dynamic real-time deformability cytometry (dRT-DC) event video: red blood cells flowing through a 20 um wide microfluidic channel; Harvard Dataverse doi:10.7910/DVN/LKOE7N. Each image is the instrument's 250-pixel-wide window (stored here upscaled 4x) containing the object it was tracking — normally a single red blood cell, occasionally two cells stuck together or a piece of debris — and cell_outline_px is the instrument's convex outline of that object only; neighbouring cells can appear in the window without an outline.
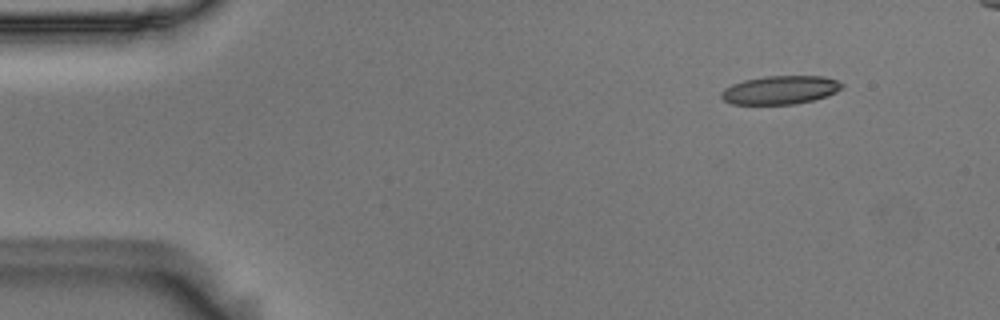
{"species": "Egyptian fruit bat (a non-hibernating species)", "species_latin": "Rousettus aegyptiacus", "temperature_condition": "room temperature", "stored_images_in_passage": 49, "camera_frame_rate_fps": 3000, "um_per_image_px": 0.085, "animal": {"sex": "male"}, "frame": {"image": 1, "passage_image": 1, "time_ms": 0.0, "image_size_px": [1000, 320], "cell_outline_px": [[844, 84], [836, 92], [812, 100], [796, 104], [732, 104], [724, 100], [720, 96], [720, 92], [724, 88], [732, 84], [744, 80], [764, 76], [824, 76], [836, 80]], "centroid_in_image_um": [66.28, 7.64], "position_along_channel_um": 18.7, "area_um2": 19.94}}
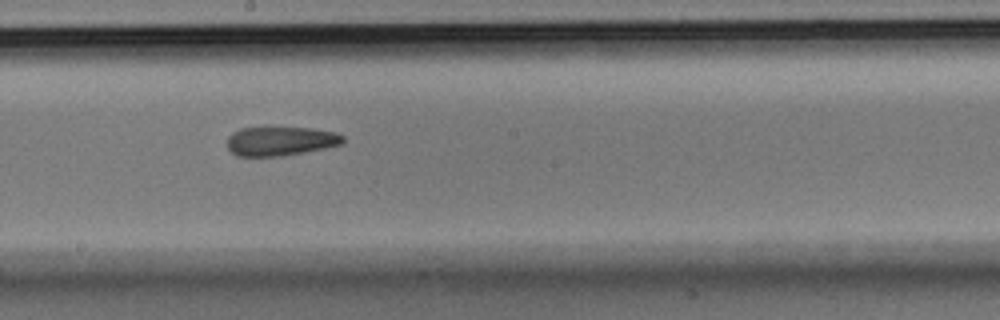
{"frame": {"image": 2, "passage_image": 25, "time_ms": 8.0, "image_size_px": [1000, 320], "cell_outline_px": [[344, 144], [284, 156], [236, 156], [228, 148], [228, 136], [232, 132], [240, 128], [312, 128], [336, 132], [344, 136]], "centroid_in_image_um": [23.86, 12.0], "position_along_channel_um": 224.3, "area_um2": 19.65}}
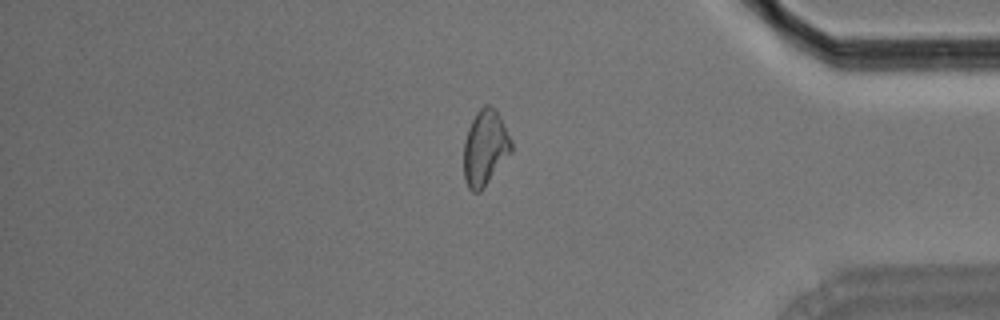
{"frame": {"image": 3, "passage_image": 41, "time_ms": 13.333, "image_size_px": [1000, 320], "cell_outline_px": [[512, 152], [484, 188], [480, 192], [472, 192], [468, 188], [464, 180], [464, 140], [468, 128], [476, 112], [484, 104], [488, 104], [500, 116], [512, 140]], "centroid_in_image_um": [41.23, 12.59], "position_along_channel_um": 394.0, "area_um2": 21.1}, "authors_computed_cell_mechanics": {"area_um2": 20.6924, "velocity_mm_per_s": 3.678, "shape_relaxation_time_tau1_ms": null, "shape_relaxation_time_tau2_ms": 3.9242, "deformation_change_tau1": null, "deformation_change_tau2": 0.1181}}